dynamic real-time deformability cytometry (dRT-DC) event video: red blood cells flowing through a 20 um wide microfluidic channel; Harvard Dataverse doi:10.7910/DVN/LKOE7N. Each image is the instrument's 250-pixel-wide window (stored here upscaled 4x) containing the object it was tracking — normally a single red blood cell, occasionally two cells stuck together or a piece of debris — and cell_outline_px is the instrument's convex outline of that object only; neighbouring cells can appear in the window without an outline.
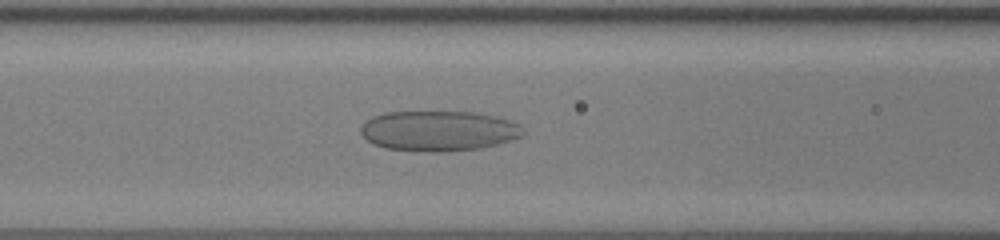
{"species": "human", "species_latin": "Homo sapiens", "temperature_condition": "room temperature", "stored_images_in_passage": 42, "segment_of_instrument_passage": [1, 2], "camera_frame_rate_fps": 3000, "um_per_image_px": 0.085, "donor": {"sex": "female"}, "frame": {"image": 1, "passage_image": 11, "time_ms": 3.333, "image_size_px": [1000, 240], "cell_outline_px": [[524, 132], [520, 136], [496, 144], [480, 148], [448, 152], [424, 152], [384, 148], [368, 140], [360, 132], [360, 128], [372, 116], [384, 112], [476, 112], [496, 116], [520, 124], [524, 128]], "centroid_in_image_um": [37.28, 11.12], "position_along_channel_um": 129.3, "area_um2": 38.09}}
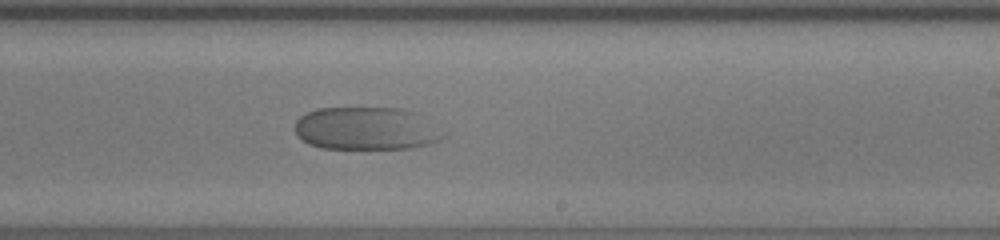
{"frame": {"image": 2, "passage_image": 21, "time_ms": 6.667, "image_size_px": [1000, 240], "cell_outline_px": [[448, 132], [440, 140], [432, 144], [412, 148], [320, 148], [308, 144], [296, 132], [296, 120], [304, 112], [316, 108], [404, 108], [416, 112]], "centroid_in_image_um": [31.2, 10.91], "position_along_channel_um": 257.8, "area_um2": 37.51}}
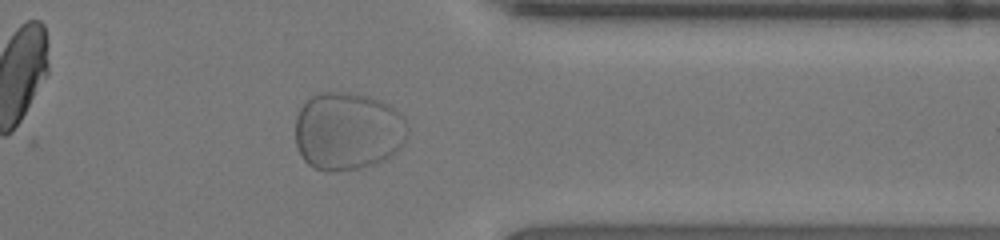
{"frame": {"image": 3, "passage_image": 31, "time_ms": 10.0, "image_size_px": [1000, 240], "cell_outline_px": [[408, 136], [404, 144], [396, 152], [384, 160], [360, 168], [336, 172], [328, 172], [316, 168], [308, 164], [304, 160], [296, 144], [296, 116], [300, 108], [312, 96], [324, 92], [348, 92], [368, 96], [380, 100], [388, 104], [400, 112], [408, 128]], "centroid_in_image_um": [29.58, 11.15], "position_along_channel_um": 381.8, "area_um2": 51.33}}